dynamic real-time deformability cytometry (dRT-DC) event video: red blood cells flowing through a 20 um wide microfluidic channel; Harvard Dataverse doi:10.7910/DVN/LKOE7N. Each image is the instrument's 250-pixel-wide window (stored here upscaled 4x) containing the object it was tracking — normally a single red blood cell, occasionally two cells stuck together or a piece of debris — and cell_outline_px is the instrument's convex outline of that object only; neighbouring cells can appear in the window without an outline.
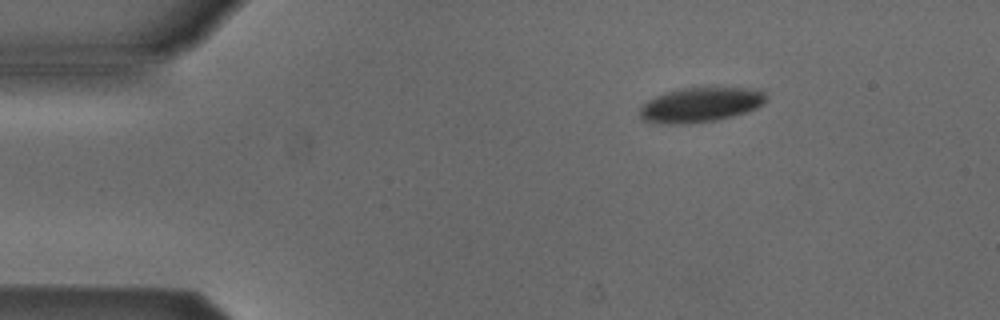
{"species": "Egyptian fruit bat (a non-hibernating species)", "species_latin": "Rousettus aegyptiacus", "temperature_condition": "cold", "stored_images_in_passage": 46, "camera_frame_rate_fps": 3000, "um_per_image_px": 0.085, "animal": {"sex": "male"}, "frame": {"image": 1, "passage_image": 1, "time_ms": 0.0, "image_size_px": [1000, 320], "cell_outline_px": [[768, 100], [764, 104], [756, 108], [732, 116], [716, 120], [684, 124], [668, 124], [644, 120], [640, 116], [640, 108], [648, 100], [664, 92], [684, 88], [760, 88], [768, 96]], "centroid_in_image_um": [59.6, 8.89], "position_along_channel_um": 25.4, "area_um2": 25.49}}
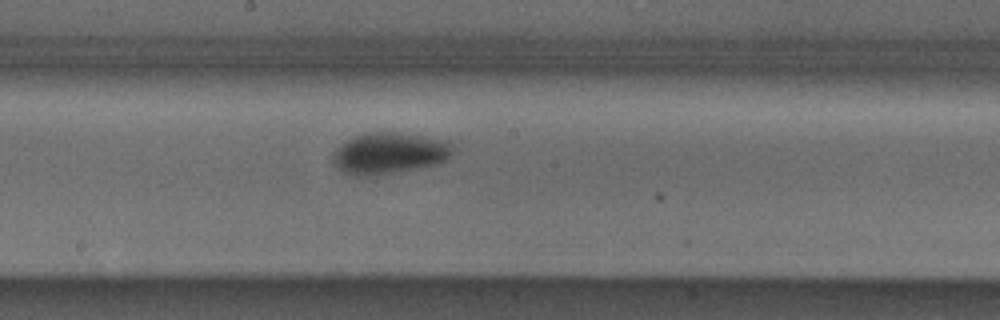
{"frame": {"image": 2, "passage_image": 21, "time_ms": 6.667, "image_size_px": [1000, 320], "cell_outline_px": [[452, 156], [448, 160], [436, 164], [396, 172], [360, 176], [356, 176], [340, 168], [336, 164], [332, 156], [348, 140], [356, 136], [368, 132], [400, 132], [448, 140], [452, 144]], "centroid_in_image_um": [33.2, 13.0], "position_along_channel_um": 215.0, "area_um2": 28.32}}
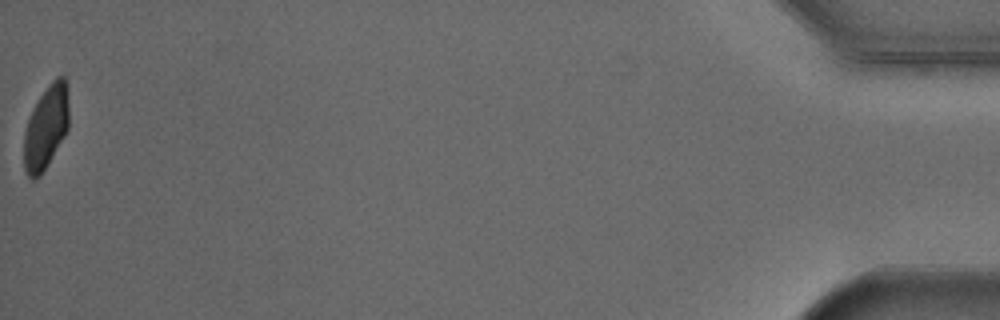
{"frame": {"image": 3, "passage_image": 46, "time_ms": 15.0, "image_size_px": [1000, 320], "cell_outline_px": [[68, 128], [64, 136], [48, 164], [40, 176], [36, 180], [32, 180], [24, 172], [24, 132], [32, 108], [48, 84], [56, 76], [64, 76], [68, 84]], "centroid_in_image_um": [3.91, 10.81], "position_along_channel_um": 431.3, "area_um2": 22.14}, "authors_computed_cell_mechanics": {"area_um2": 26.5302, "velocity_mm_per_s": 3.8491, "shape_relaxation_time_tau1_ms": 3.4144, "shape_relaxation_time_tau2_ms": null, "deformation_change_tau1": 0.1025, "deformation_change_tau2": null}}